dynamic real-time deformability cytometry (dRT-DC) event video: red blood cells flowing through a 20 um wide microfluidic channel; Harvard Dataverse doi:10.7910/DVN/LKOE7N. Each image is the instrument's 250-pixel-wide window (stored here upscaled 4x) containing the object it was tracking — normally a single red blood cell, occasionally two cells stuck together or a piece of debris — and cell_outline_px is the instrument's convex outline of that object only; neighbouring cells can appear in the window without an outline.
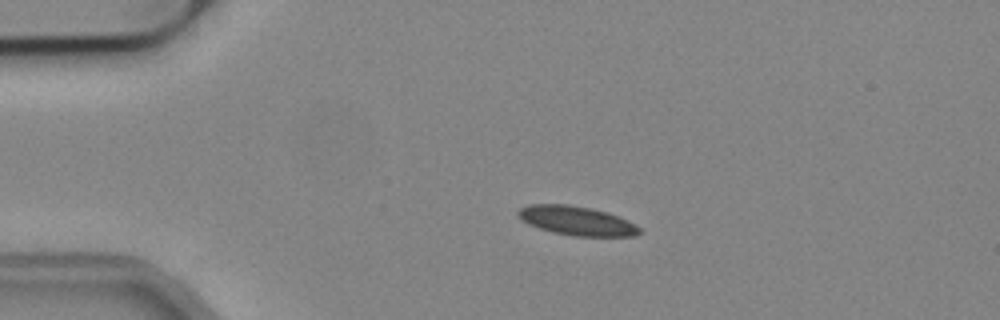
{"species": "common noctule bat (a hibernating species)", "species_latin": "Nyctalus noctula", "temperature_condition": "cold", "stored_images_in_passage": 43, "camera_frame_rate_fps": 3000, "um_per_image_px": 0.085, "animal": {"sex": "male", "body_mass_g": 19.2, "forearm_length_mm": 51.8}, "frame": {"image": 1, "passage_image": 1, "time_ms": 0.0, "image_size_px": [1000, 320], "cell_outline_px": [[640, 232], [636, 236], [572, 236], [552, 232], [540, 228], [524, 220], [516, 212], [520, 208], [528, 204], [568, 204], [592, 208], [608, 212], [620, 216], [636, 224], [640, 228]], "centroid_in_image_um": [49.08, 18.75], "position_along_channel_um": 35.9, "area_um2": 20.58}}
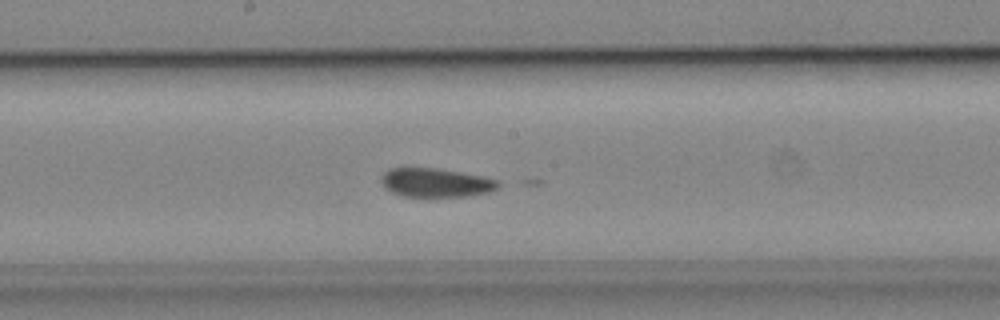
{"frame": {"image": 2, "passage_image": 18, "time_ms": 5.667, "image_size_px": [1000, 320], "cell_outline_px": [[500, 188], [488, 192], [464, 196], [404, 196], [392, 192], [384, 188], [380, 184], [380, 176], [388, 168], [436, 168], [484, 176], [500, 180]], "centroid_in_image_um": [37.03, 15.51], "position_along_channel_um": 211.2, "area_um2": 19.83}}
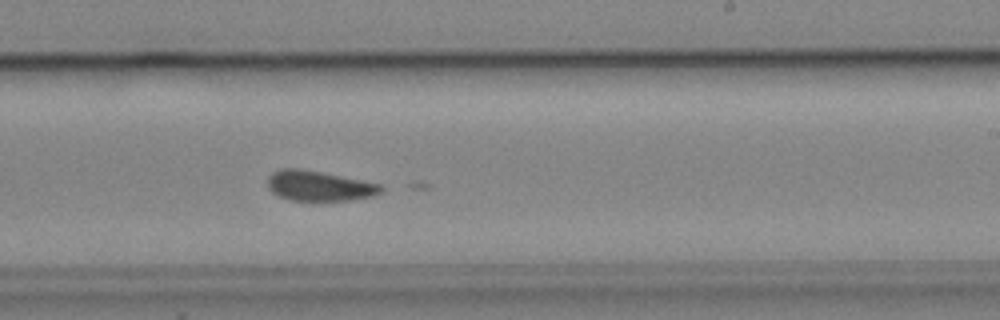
{"frame": {"image": 3, "passage_image": 22, "time_ms": 7.0, "image_size_px": [1000, 320], "cell_outline_px": [[384, 188], [380, 192], [372, 196], [352, 200], [292, 200], [280, 196], [272, 192], [268, 188], [268, 176], [272, 172], [280, 168], [300, 168], [380, 184]], "centroid_in_image_um": [27.09, 15.79], "position_along_channel_um": 261.9, "area_um2": 19.65}}